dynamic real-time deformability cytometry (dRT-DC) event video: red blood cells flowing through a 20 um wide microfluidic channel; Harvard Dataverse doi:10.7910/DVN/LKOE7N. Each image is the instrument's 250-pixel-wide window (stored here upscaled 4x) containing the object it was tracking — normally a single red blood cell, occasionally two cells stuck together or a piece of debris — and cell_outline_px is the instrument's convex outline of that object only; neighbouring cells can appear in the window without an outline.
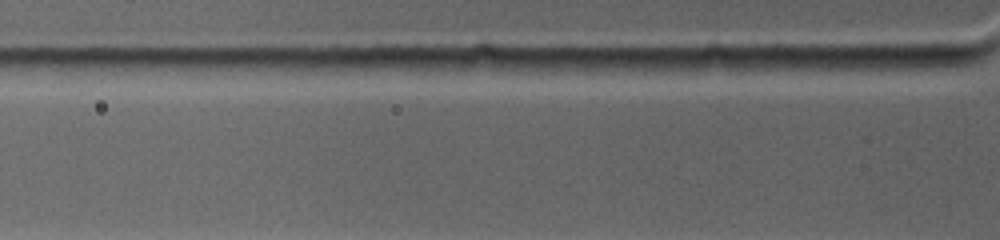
{"species": "common noctule bat (a hibernating species)", "species_latin": "Nyctalus noctula", "temperature_condition": "warm", "stored_images_in_passage": 2, "camera_frame_rate_fps": 4500, "um_per_image_px": 0.085, "animal": {"sex": "female", "body_mass_g": 19.0, "forearm_length_mm": 53.3}, "frame": {"image": 1, "passage_image": 2, "time_ms": 0.444, "image_size_px": [1000, 240], "cell_outline_px": [[968, 64], [940, 68], [880, 72], [840, 68], [852, 56], [956, 56], [964, 60]], "centroid_in_image_um": [76.59, 5.35], "position_along_channel_um": 49.2, "area_um2": 11.33}}